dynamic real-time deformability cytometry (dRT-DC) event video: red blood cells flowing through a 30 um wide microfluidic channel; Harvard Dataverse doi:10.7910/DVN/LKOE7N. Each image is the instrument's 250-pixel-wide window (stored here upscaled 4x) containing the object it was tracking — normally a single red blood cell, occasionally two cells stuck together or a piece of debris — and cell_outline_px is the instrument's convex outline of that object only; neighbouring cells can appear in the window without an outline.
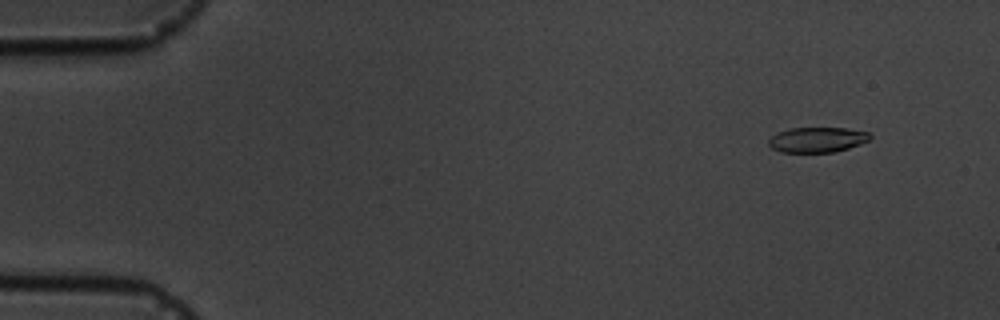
{"species": "common noctule bat (a hibernating species)", "species_latin": "Nyctalus noctula", "temperature_condition": "cold", "stored_images_in_passage": 10, "camera_frame_rate_fps": 3000, "um_per_image_px": 0.085, "animal": {"sex": "male", "body_mass_g": 19.5, "forearm_length_mm": 54.6}, "frame": {"image": 1, "passage_image": 2, "time_ms": 1.0, "image_size_px": [1000, 320], "cell_outline_px": [[872, 136], [868, 140], [860, 144], [836, 152], [780, 152], [772, 148], [768, 144], [768, 140], [776, 132], [788, 128], [844, 128], [868, 132]], "centroid_in_image_um": [69.43, 11.87], "position_along_channel_um": 15.6, "area_um2": 14.91}}
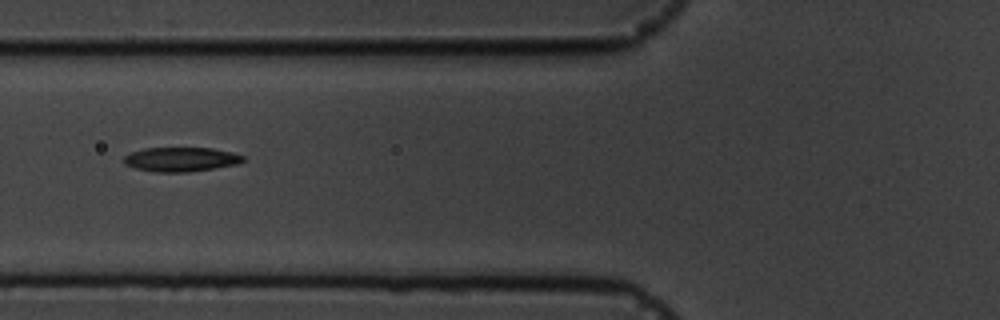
{"frame": {"image": 2, "passage_image": 7, "time_ms": 6.667, "image_size_px": [1000, 320], "cell_outline_px": [[244, 160], [236, 164], [188, 172], [156, 172], [136, 168], [124, 164], [124, 156], [132, 152], [144, 148], [212, 148], [232, 152], [244, 156]], "centroid_in_image_um": [15.36, 13.54], "position_along_channel_um": 110.4, "area_um2": 16.7}}
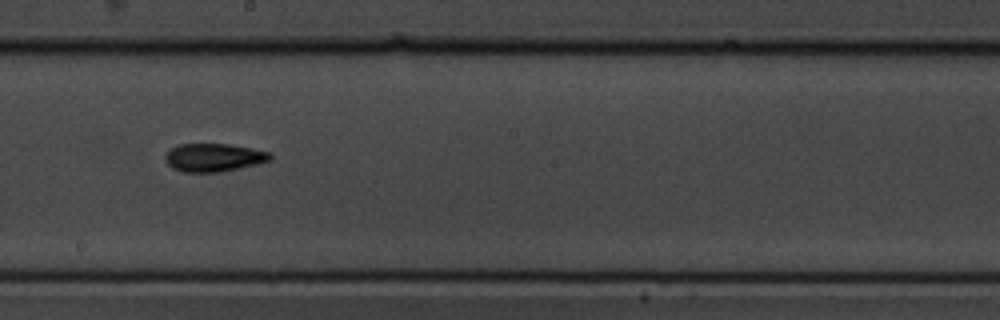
{"frame": {"image": 3, "passage_image": 10, "time_ms": 10.0, "image_size_px": [1000, 320], "cell_outline_px": [[272, 160], [260, 164], [220, 172], [180, 172], [172, 168], [164, 160], [164, 156], [172, 148], [180, 144], [228, 144], [252, 148], [272, 152]], "centroid_in_image_um": [18.21, 13.4], "position_along_channel_um": 230.0, "area_um2": 17.46}}